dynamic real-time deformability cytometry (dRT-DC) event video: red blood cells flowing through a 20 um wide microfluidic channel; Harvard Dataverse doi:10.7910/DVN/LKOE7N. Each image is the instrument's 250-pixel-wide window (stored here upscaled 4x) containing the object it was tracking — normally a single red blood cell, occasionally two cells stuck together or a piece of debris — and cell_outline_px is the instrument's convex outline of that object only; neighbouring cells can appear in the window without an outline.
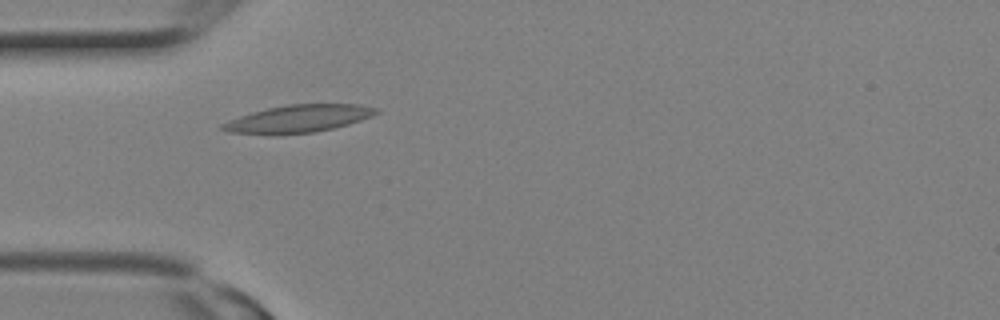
{"species": "Egyptian fruit bat (a non-hibernating species)", "species_latin": "Rousettus aegyptiacus", "temperature_condition": "room temperature", "stored_images_in_passage": 9, "camera_frame_rate_fps": 3000, "um_per_image_px": 0.085, "animal": {"sex": "female"}, "frame": {"image": 1, "passage_image": 1, "time_ms": 0.0, "image_size_px": [1000, 320], "cell_outline_px": [[380, 112], [372, 116], [348, 124], [332, 128], [312, 132], [276, 136], [228, 132], [220, 128], [220, 124], [228, 120], [252, 112], [268, 108], [288, 104], [360, 104], [376, 108]], "centroid_in_image_um": [25.31, 10.11], "position_along_channel_um": 59.7, "area_um2": 24.85}}
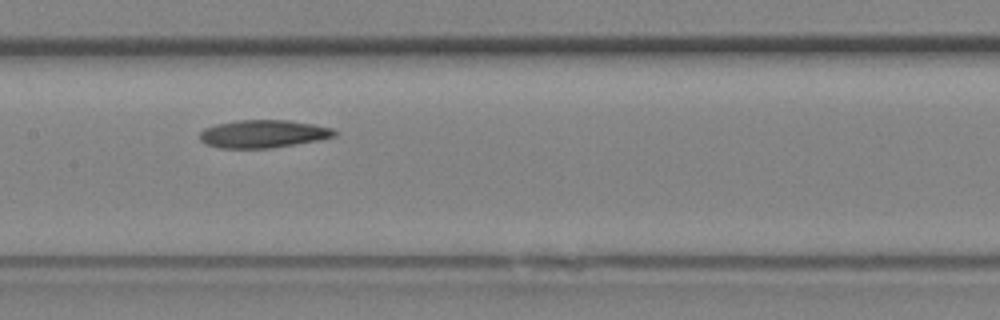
{"frame": {"image": 2, "passage_image": 6, "time_ms": 1.667, "image_size_px": [1000, 320], "cell_outline_px": [[336, 136], [320, 140], [272, 148], [220, 148], [204, 144], [200, 140], [200, 132], [204, 128], [216, 124], [236, 120], [288, 120], [312, 124], [332, 128], [336, 132]], "centroid_in_image_um": [22.35, 11.38], "position_along_channel_um": 185.1, "area_um2": 21.96}}
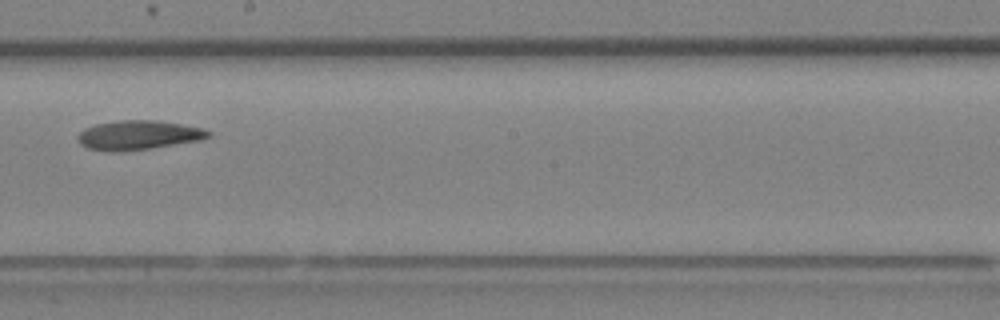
{"frame": {"image": 3, "passage_image": 8, "time_ms": 2.333, "image_size_px": [1000, 320], "cell_outline_px": [[212, 136], [200, 140], [152, 148], [120, 152], [112, 152], [88, 148], [80, 144], [76, 140], [76, 136], [84, 128], [96, 124], [120, 120], [156, 120], [204, 128], [212, 132]], "centroid_in_image_um": [11.75, 11.49], "position_along_channel_um": 236.4, "area_um2": 22.48}}